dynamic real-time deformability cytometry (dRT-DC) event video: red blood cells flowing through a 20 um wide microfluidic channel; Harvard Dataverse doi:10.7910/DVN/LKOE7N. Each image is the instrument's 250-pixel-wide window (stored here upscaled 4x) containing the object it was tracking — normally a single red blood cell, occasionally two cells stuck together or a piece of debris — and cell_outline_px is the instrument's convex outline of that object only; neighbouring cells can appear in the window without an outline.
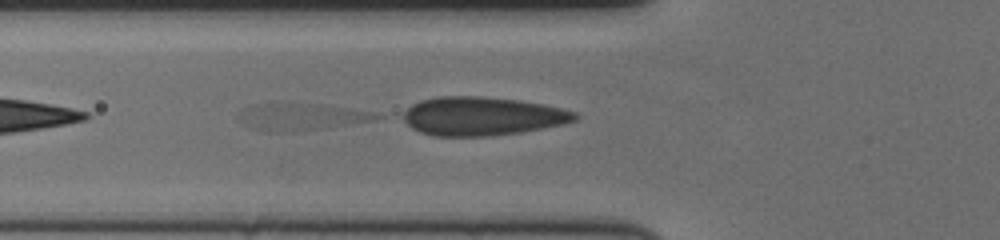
{"species": "human", "species_latin": "Homo sapiens", "temperature_condition": "cold", "stored_images_in_passage": 29, "segment_of_instrument_passage": [2, 2], "camera_frame_rate_fps": 3000, "um_per_image_px": 0.085, "donor": {"sex": "female"}, "frame": {"image": 1, "passage_image": 6, "time_ms": 1.667, "image_size_px": [1000, 240], "cell_outline_px": [[388, 116], [372, 120], [320, 128], [288, 132], [268, 132], [248, 128], [236, 120], [236, 116], [240, 108], [272, 100], [276, 100], [320, 104], [372, 112]], "centroid_in_image_um": [25.4, 9.88], "position_along_channel_um": 100.4, "area_um2": 22.54}}
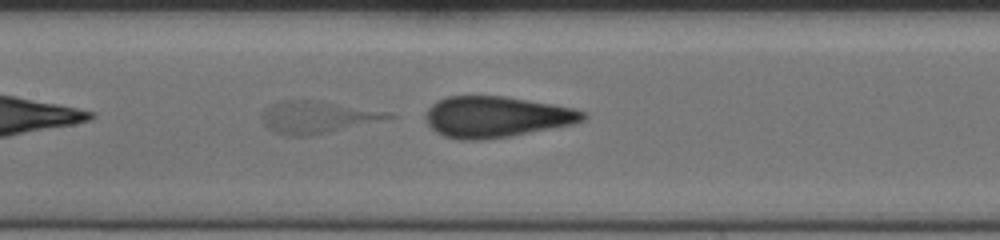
{"frame": {"image": 2, "passage_image": 13, "time_ms": 4.0, "image_size_px": [1000, 240], "cell_outline_px": [[396, 116], [308, 136], [284, 136], [272, 132], [264, 124], [264, 108], [280, 100], [320, 100], [380, 112]], "centroid_in_image_um": [26.78, 9.95], "position_along_channel_um": 180.6, "area_um2": 22.66}}
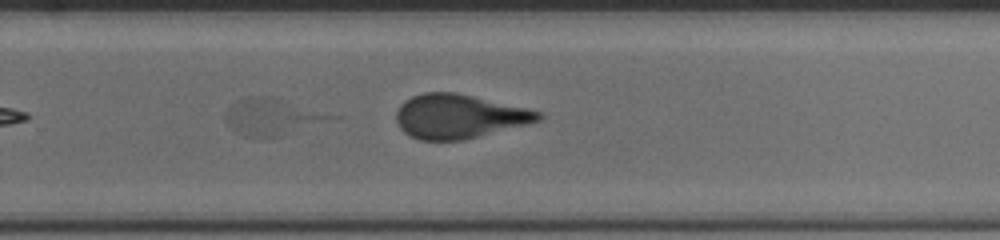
{"frame": {"image": 3, "passage_image": 24, "time_ms": 7.667, "image_size_px": [1000, 240], "cell_outline_px": [[344, 116], [276, 136], [244, 136], [236, 132], [224, 120], [224, 112], [236, 100], [248, 96], [272, 96]], "centroid_in_image_um": [23.15, 9.88], "position_along_channel_um": 306.6, "area_um2": 22.54}}